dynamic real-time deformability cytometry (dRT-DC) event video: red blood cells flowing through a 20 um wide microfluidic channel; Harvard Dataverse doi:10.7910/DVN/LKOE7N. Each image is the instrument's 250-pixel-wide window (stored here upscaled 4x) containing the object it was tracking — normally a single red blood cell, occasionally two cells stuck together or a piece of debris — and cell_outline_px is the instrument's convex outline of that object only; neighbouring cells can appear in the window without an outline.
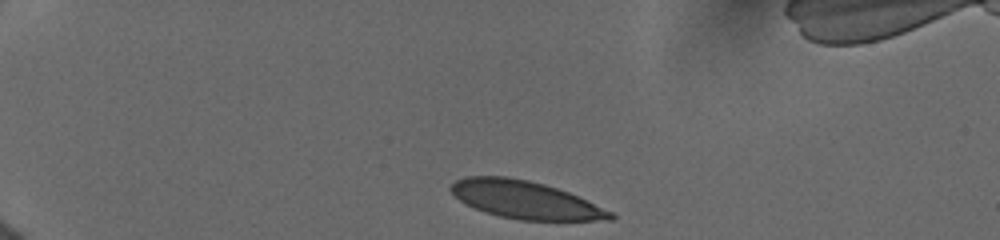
{"species": "human", "species_latin": "Homo sapiens", "temperature_condition": "cold", "stored_images_in_passage": 8, "camera_frame_rate_fps": 3000, "um_per_image_px": 0.085, "donor": {"sex": "female"}, "frame": {"image": 1, "passage_image": 1, "time_ms": 0.0, "image_size_px": [1000, 240], "cell_outline_px": [[616, 216], [612, 220], [520, 220], [500, 216], [484, 212], [460, 200], [448, 188], [456, 180], [464, 176], [504, 176], [528, 180], [544, 184], [568, 192], [612, 212]], "centroid_in_image_um": [44.63, 16.98], "position_along_channel_um": 40.4, "area_um2": 34.62}}
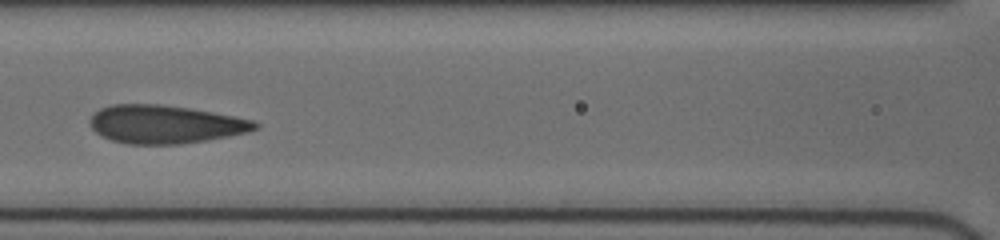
{"frame": {"image": 2, "passage_image": 6, "time_ms": 4.667, "image_size_px": [1000, 240], "cell_outline_px": [[260, 128], [248, 132], [228, 136], [180, 144], [128, 144], [112, 140], [100, 136], [88, 124], [88, 120], [100, 108], [112, 104], [160, 104], [188, 108], [236, 116], [256, 120], [260, 124]], "centroid_in_image_um": [14.05, 10.56], "position_along_channel_um": 152.6, "area_um2": 36.93}}
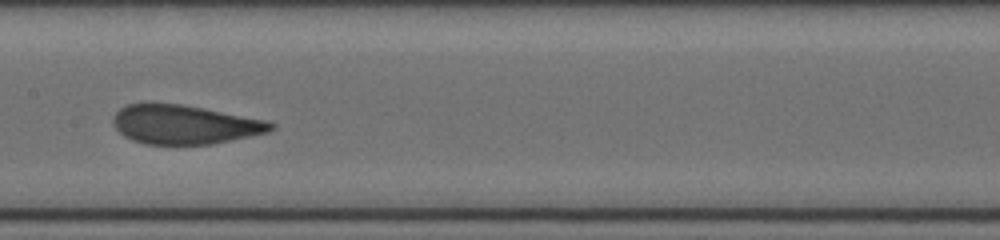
{"frame": {"image": 3, "passage_image": 7, "time_ms": 5.667, "image_size_px": [1000, 240], "cell_outline_px": [[276, 128], [268, 132], [212, 144], [144, 144], [132, 140], [124, 136], [112, 124], [112, 116], [120, 108], [128, 104], [180, 104], [204, 108], [268, 120], [276, 124]], "centroid_in_image_um": [15.7, 10.59], "position_along_channel_um": 191.7, "area_um2": 35.84}}